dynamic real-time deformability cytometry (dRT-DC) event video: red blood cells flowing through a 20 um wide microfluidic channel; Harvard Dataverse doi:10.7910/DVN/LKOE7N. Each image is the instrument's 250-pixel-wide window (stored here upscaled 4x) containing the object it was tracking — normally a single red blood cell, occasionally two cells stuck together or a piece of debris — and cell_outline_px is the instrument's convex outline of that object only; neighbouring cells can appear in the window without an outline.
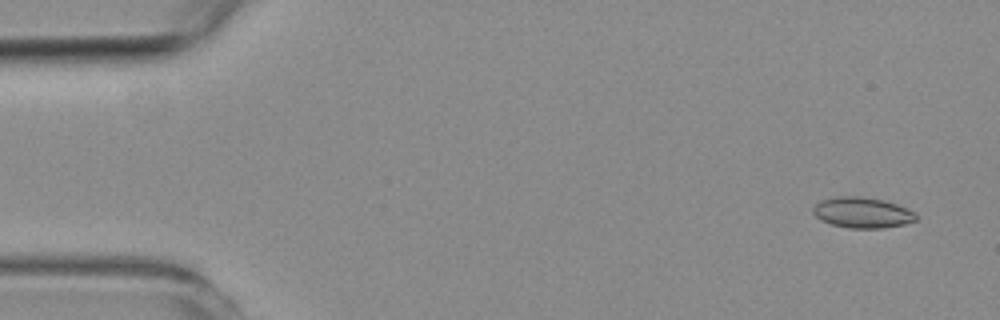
{"species": "common noctule bat (a hibernating species)", "species_latin": "Nyctalus noctula", "temperature_condition": "room temperature", "stored_images_in_passage": 54, "camera_frame_rate_fps": 3000, "um_per_image_px": 0.085, "animal": {"sex": "female", "body_mass_g": 19.3, "forearm_length_mm": 54.1}, "frame": {"image": 1, "passage_image": 3, "time_ms": 0.667, "image_size_px": [1000, 320], "cell_outline_px": [[916, 220], [904, 224], [884, 228], [848, 228], [832, 224], [820, 220], [812, 212], [812, 208], [820, 200], [840, 196], [860, 196], [884, 200], [896, 204], [916, 212]], "centroid_in_image_um": [73.29, 18.07], "position_along_channel_um": 11.7, "area_um2": 18.44}}
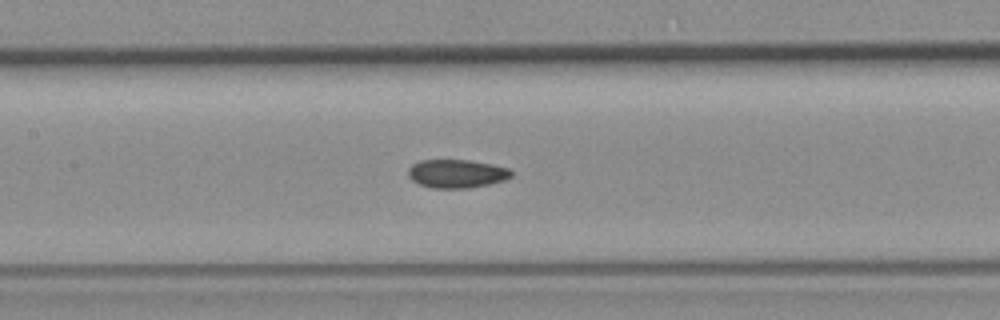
{"frame": {"image": 2, "passage_image": 25, "time_ms": 8.0, "image_size_px": [1000, 320], "cell_outline_px": [[512, 176], [508, 180], [468, 188], [432, 188], [420, 184], [412, 180], [408, 176], [408, 168], [412, 164], [420, 160], [468, 160], [492, 164], [508, 168], [512, 172]], "centroid_in_image_um": [38.82, 14.76], "position_along_channel_um": 168.6, "area_um2": 17.17}}
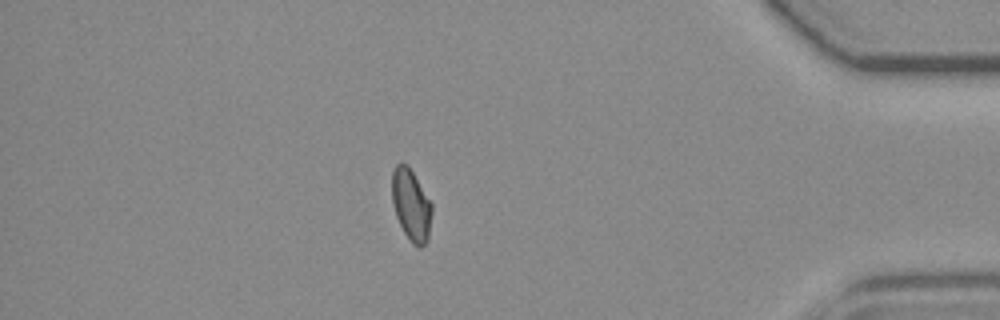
{"frame": {"image": 3, "passage_image": 47, "time_ms": 15.333, "image_size_px": [1000, 320], "cell_outline_px": [[432, 212], [428, 240], [420, 248], [416, 248], [412, 244], [404, 232], [396, 216], [392, 200], [392, 172], [396, 164], [408, 164], [432, 204]], "centroid_in_image_um": [34.95, 17.44], "position_along_channel_um": 400.2, "area_um2": 16.65}, "authors_computed_cell_mechanics": {"area_um2": 17.2533, "velocity_mm_per_s": 3.7533, "shape_relaxation_time_tau1_ms": 7.7475, "shape_relaxation_time_tau2_ms": 1.8099, "deformation_change_tau1": 0.1433, "deformation_change_tau2": 0.0624}}